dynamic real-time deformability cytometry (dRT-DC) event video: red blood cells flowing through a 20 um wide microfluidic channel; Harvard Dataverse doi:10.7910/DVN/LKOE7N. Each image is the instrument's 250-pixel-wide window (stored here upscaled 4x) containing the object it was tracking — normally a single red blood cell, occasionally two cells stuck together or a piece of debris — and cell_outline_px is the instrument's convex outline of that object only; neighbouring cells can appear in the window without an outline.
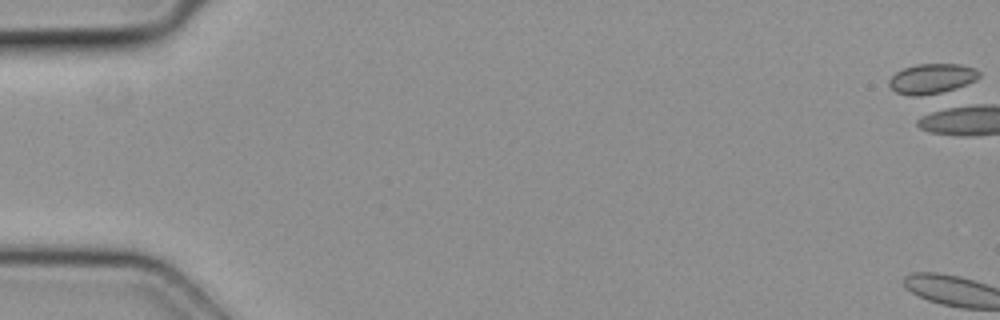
{"species": "common noctule bat (a hibernating species)", "species_latin": "Nyctalus noctula", "temperature_condition": "cold", "stored_images_in_passage": 1, "camera_frame_rate_fps": 3000, "um_per_image_px": 0.085, "animal": {"sex": "female", "body_mass_g": 19.3, "forearm_length_mm": 54.1}, "frame": {"image": 1, "passage_image": 1, "time_ms": 0.0, "image_size_px": [1000, 320], "cell_outline_px": [[980, 76], [976, 80], [932, 96], [912, 96], [896, 92], [888, 84], [888, 80], [896, 72], [904, 68], [916, 64], [960, 64], [976, 68], [980, 72]], "centroid_in_image_um": [79.2, 6.69], "position_along_channel_um": 5.8, "area_um2": 15.9}}